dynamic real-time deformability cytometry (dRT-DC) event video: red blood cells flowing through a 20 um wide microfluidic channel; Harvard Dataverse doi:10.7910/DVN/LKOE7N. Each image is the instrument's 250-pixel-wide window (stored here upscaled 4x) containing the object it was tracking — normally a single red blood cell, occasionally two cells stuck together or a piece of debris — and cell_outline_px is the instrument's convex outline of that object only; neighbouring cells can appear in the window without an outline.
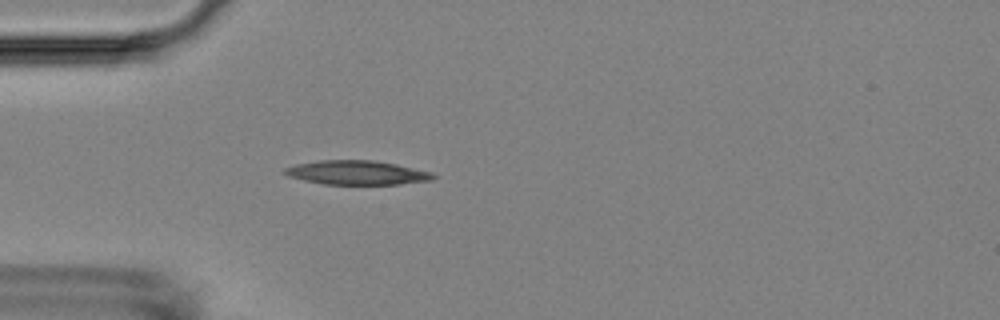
{"species": "Egyptian fruit bat (a non-hibernating species)", "species_latin": "Rousettus aegyptiacus", "temperature_condition": "room temperature", "stored_images_in_passage": 6, "camera_frame_rate_fps": 3000, "um_per_image_px": 0.085, "animal": {"sex": "female"}, "frame": {"image": 1, "passage_image": 1, "time_ms": 0.0, "image_size_px": [1000, 320], "cell_outline_px": [[436, 176], [432, 180], [400, 184], [324, 184], [304, 180], [288, 176], [280, 172], [284, 168], [296, 164], [320, 160], [372, 160], [396, 164], [432, 172]], "centroid_in_image_um": [30.31, 14.67], "position_along_channel_um": 54.7, "area_um2": 20.87}}